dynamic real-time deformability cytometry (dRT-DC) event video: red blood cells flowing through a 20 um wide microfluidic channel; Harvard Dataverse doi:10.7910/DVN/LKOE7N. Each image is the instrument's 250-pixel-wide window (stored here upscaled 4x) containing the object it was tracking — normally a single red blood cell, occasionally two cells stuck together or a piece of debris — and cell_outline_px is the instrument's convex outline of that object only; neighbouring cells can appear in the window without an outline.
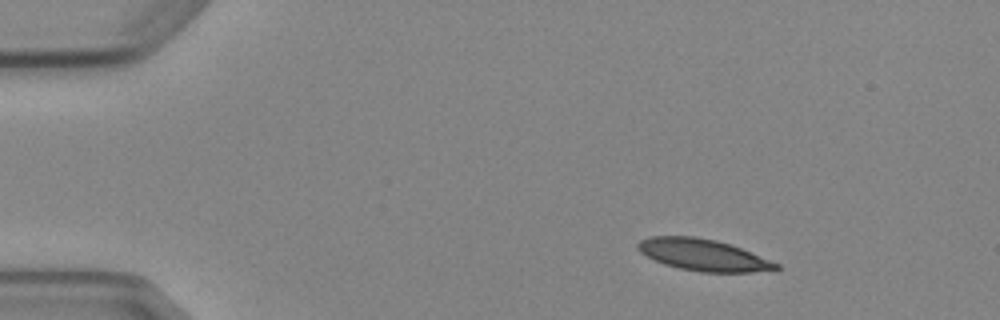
{"species": "Egyptian fruit bat (a non-hibernating species)", "species_latin": "Rousettus aegyptiacus", "temperature_condition": "cold", "stored_images_in_passage": 4, "camera_frame_rate_fps": 3000, "um_per_image_px": 0.085, "animal": {"sex": "female"}, "frame": {"image": 1, "passage_image": 1, "time_ms": 0.0, "image_size_px": [1000, 320], "cell_outline_px": [[780, 268], [776, 272], [700, 272], [680, 268], [664, 264], [640, 252], [636, 248], [636, 244], [640, 240], [648, 236], [692, 236], [716, 240], [740, 248], [780, 264]], "centroid_in_image_um": [59.8, 21.68], "position_along_channel_um": 25.2, "area_um2": 25.55}}
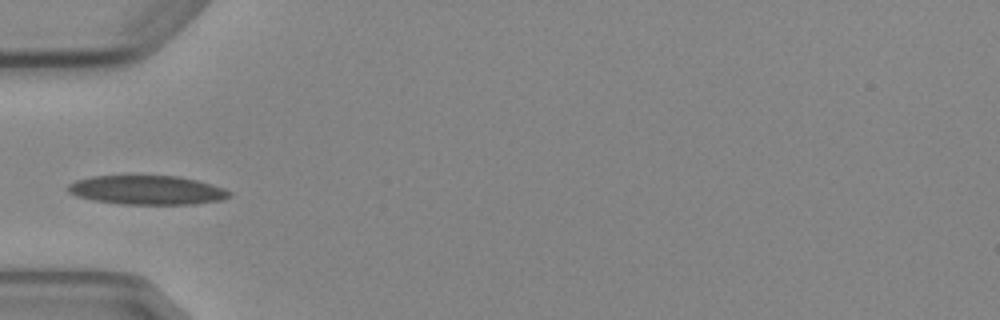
{"frame": {"image": 2, "passage_image": 4, "time_ms": 3.333, "image_size_px": [1000, 320], "cell_outline_px": [[232, 196], [220, 200], [192, 204], [120, 204], [92, 200], [76, 196], [68, 192], [68, 184], [76, 180], [92, 176], [176, 176], [196, 180], [212, 184], [224, 188], [232, 192]], "centroid_in_image_um": [12.49, 16.16], "position_along_channel_um": 72.5, "area_um2": 27.34}}